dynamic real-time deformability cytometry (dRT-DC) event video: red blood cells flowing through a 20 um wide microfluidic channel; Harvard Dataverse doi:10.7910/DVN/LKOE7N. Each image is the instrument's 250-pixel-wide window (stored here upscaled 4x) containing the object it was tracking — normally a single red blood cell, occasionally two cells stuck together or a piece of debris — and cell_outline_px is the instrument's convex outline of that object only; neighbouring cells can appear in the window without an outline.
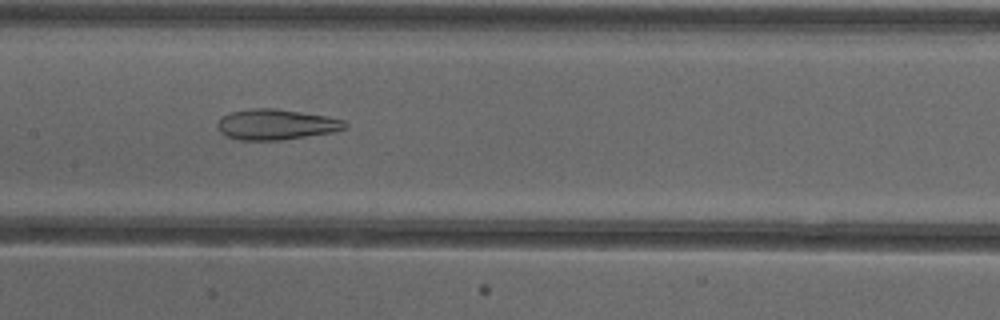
{"species": "common noctule bat (a hibernating species)", "species_latin": "Nyctalus noctula", "temperature_condition": "cold", "stored_images_in_passage": 50, "camera_frame_rate_fps": 3000, "um_per_image_px": 0.085, "animal": {"sex": "female"}, "frame": {"image": 1, "passage_image": 24, "time_ms": 7.667, "image_size_px": [1000, 320], "cell_outline_px": [[348, 128], [336, 132], [280, 140], [240, 140], [224, 136], [216, 128], [216, 124], [220, 116], [232, 112], [248, 108], [276, 108], [328, 116], [344, 120], [348, 124]], "centroid_in_image_um": [23.46, 10.58], "position_along_channel_um": 183.9, "area_um2": 23.18}}
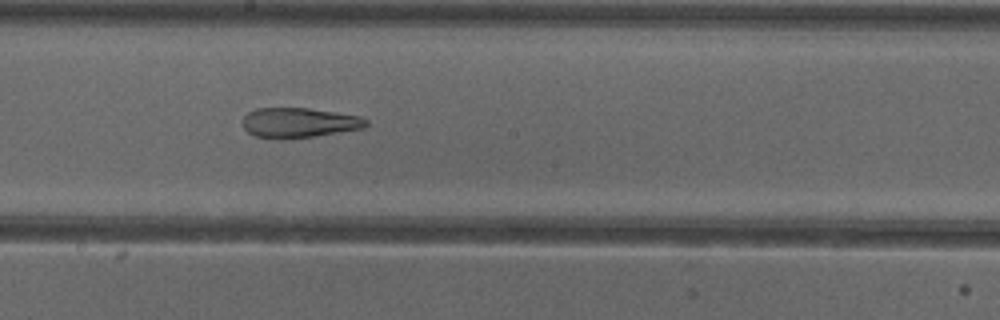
{"frame": {"image": 2, "passage_image": 27, "time_ms": 8.667, "image_size_px": [1000, 320], "cell_outline_px": [[368, 124], [364, 128], [312, 136], [284, 140], [280, 140], [256, 136], [248, 132], [244, 128], [244, 116], [248, 112], [256, 108], [308, 108], [360, 116], [368, 120]], "centroid_in_image_um": [25.4, 10.43], "position_along_channel_um": 222.8, "area_um2": 21.5}}
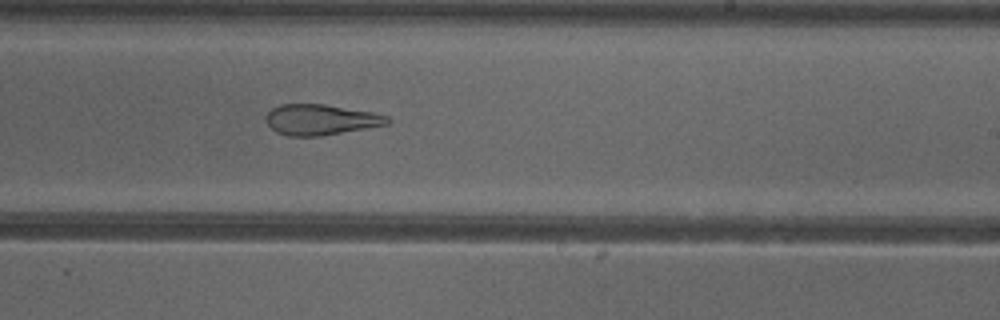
{"frame": {"image": 3, "passage_image": 30, "time_ms": 9.667, "image_size_px": [1000, 320], "cell_outline_px": [[392, 120], [388, 124], [320, 136], [288, 136], [276, 132], [264, 120], [264, 116], [272, 108], [280, 104], [324, 104], [372, 112], [388, 116]], "centroid_in_image_um": [27.23, 10.17], "position_along_channel_um": 261.8, "area_um2": 21.68}, "authors_computed_cell_mechanics": {"area_um2": 27.166, "velocity_mm_per_s": 3.9163, "shape_relaxation_time_tau1_ms": null, "shape_relaxation_time_tau2_ms": 3.0352, "deformation_change_tau1": null, "deformation_change_tau2": 0.1378}}